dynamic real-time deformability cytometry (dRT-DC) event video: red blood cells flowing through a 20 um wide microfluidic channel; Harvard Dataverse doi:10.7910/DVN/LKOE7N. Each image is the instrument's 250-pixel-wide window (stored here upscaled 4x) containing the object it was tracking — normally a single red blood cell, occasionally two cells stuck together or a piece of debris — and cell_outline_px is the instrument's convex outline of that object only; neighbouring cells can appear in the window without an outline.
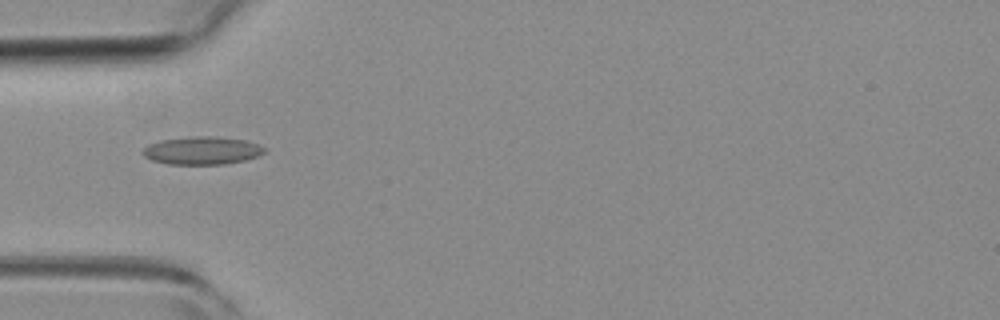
{"species": "common noctule bat (a hibernating species)", "species_latin": "Nyctalus noctula", "temperature_condition": "room temperature", "stored_images_in_passage": 51, "camera_frame_rate_fps": 3000, "um_per_image_px": 0.085, "animal": {"sex": "female", "body_mass_g": 19.3, "forearm_length_mm": 54.1}, "frame": {"image": 1, "passage_image": 16, "time_ms": 5.0, "image_size_px": [1000, 320], "cell_outline_px": [[268, 148], [264, 152], [256, 156], [244, 160], [224, 164], [168, 164], [152, 160], [144, 156], [140, 152], [148, 144], [160, 140], [192, 136], [216, 136], [244, 140], [260, 144]], "centroid_in_image_um": [17.17, 12.78], "position_along_channel_um": 67.8, "area_um2": 19.88}}
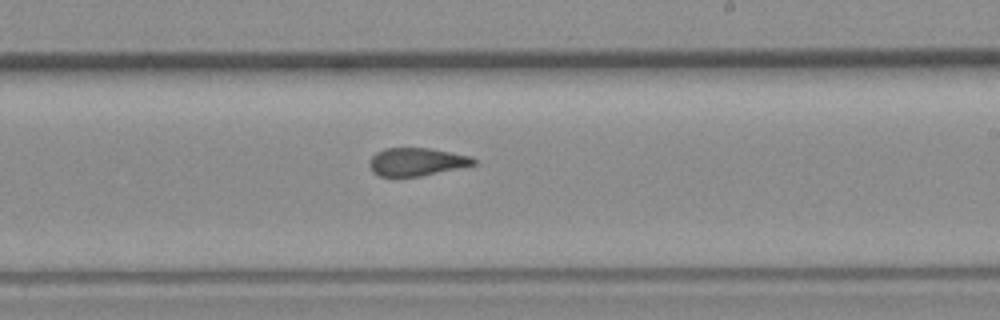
{"frame": {"image": 2, "passage_image": 30, "time_ms": 9.667, "image_size_px": [1000, 320], "cell_outline_px": [[476, 164], [420, 176], [380, 176], [372, 172], [368, 164], [368, 160], [376, 152], [384, 148], [428, 148], [472, 156], [476, 160]], "centroid_in_image_um": [35.37, 13.74], "position_along_channel_um": 253.6, "area_um2": 16.94}}
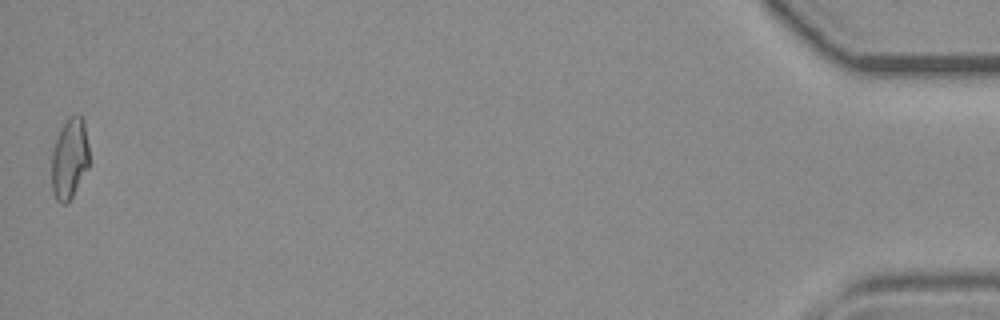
{"frame": {"image": 3, "passage_image": 51, "time_ms": 16.667, "image_size_px": [1000, 320], "cell_outline_px": [[88, 168], [72, 196], [64, 204], [60, 204], [56, 200], [52, 192], [52, 148], [56, 136], [60, 128], [68, 116], [80, 112], [84, 120], [88, 144]], "centroid_in_image_um": [5.9, 13.41], "position_along_channel_um": 429.3, "area_um2": 17.98}, "authors_computed_cell_mechanics": {"area_um2": 18.2648, "velocity_mm_per_s": 3.9802, "shape_relaxation_time_tau1_ms": null, "shape_relaxation_time_tau2_ms": 1.0476, "deformation_change_tau1": null, "deformation_change_tau2": 0.0784}}